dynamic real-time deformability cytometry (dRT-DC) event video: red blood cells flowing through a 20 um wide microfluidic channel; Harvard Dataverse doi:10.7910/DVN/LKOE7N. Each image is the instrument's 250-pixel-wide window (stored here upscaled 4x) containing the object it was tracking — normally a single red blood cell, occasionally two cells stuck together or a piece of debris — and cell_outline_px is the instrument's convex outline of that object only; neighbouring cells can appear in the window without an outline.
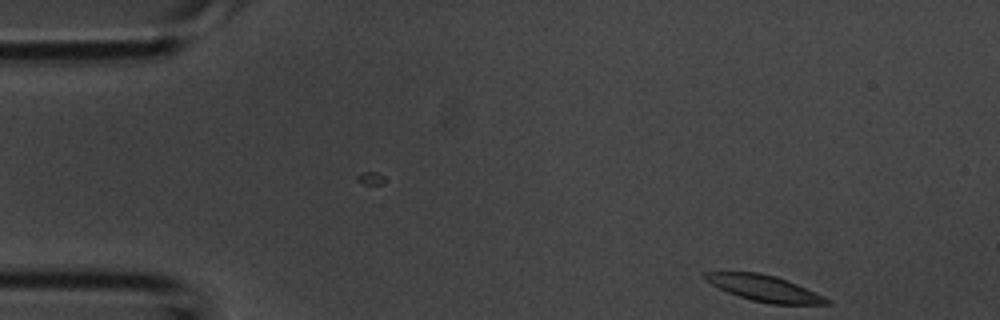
{"species": "common noctule bat (a hibernating species)", "species_latin": "Nyctalus noctula", "temperature_condition": "room temperature", "stored_images_in_passage": 39, "camera_frame_rate_fps": 3000, "um_per_image_px": 0.085, "animal": {"sex": "male", "body_mass_g": 20.1, "forearm_length_mm": 53.5}, "frame": {"image": 1, "passage_image": 1, "time_ms": 0.0, "image_size_px": [1000, 320], "cell_outline_px": [[832, 304], [772, 304], [752, 300], [728, 292], [704, 280], [704, 272], [760, 272], [776, 276], [788, 280], [824, 296], [832, 300]], "centroid_in_image_um": [65.01, 24.5], "position_along_channel_um": 20.0, "area_um2": 18.38}}
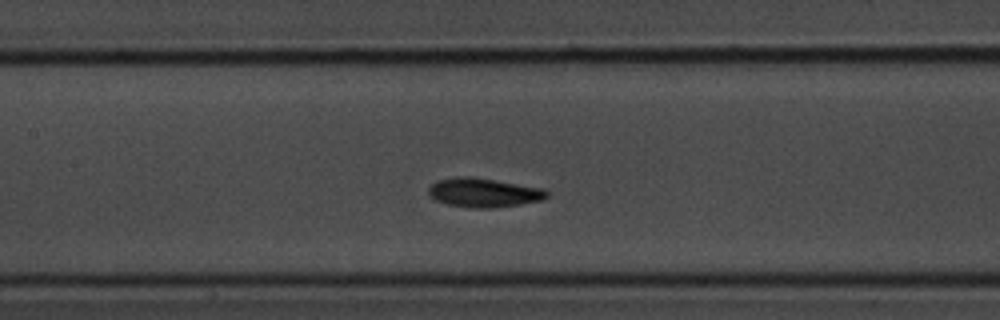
{"frame": {"image": 2, "passage_image": 16, "time_ms": 5.0, "image_size_px": [1000, 320], "cell_outline_px": [[548, 196], [540, 200], [520, 204], [496, 208], [472, 208], [448, 204], [436, 200], [428, 196], [428, 188], [436, 180], [456, 176], [472, 176], [544, 188], [548, 192]], "centroid_in_image_um": [41.08, 16.36], "position_along_channel_um": 166.3, "area_um2": 20.23}}
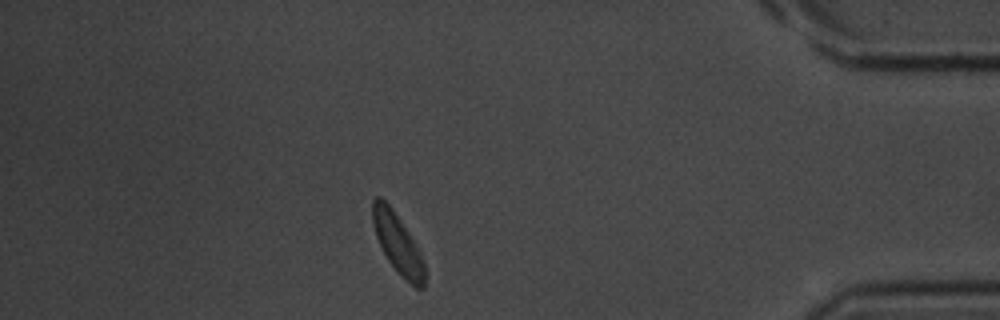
{"frame": {"image": 3, "passage_image": 34, "time_ms": 11.0, "image_size_px": [1000, 320], "cell_outline_px": [[424, 288], [416, 288], [400, 276], [388, 260], [376, 236], [372, 224], [372, 200], [376, 196], [380, 196], [392, 208], [412, 240], [424, 264]], "centroid_in_image_um": [33.76, 20.7], "position_along_channel_um": 401.4, "area_um2": 17.51}}